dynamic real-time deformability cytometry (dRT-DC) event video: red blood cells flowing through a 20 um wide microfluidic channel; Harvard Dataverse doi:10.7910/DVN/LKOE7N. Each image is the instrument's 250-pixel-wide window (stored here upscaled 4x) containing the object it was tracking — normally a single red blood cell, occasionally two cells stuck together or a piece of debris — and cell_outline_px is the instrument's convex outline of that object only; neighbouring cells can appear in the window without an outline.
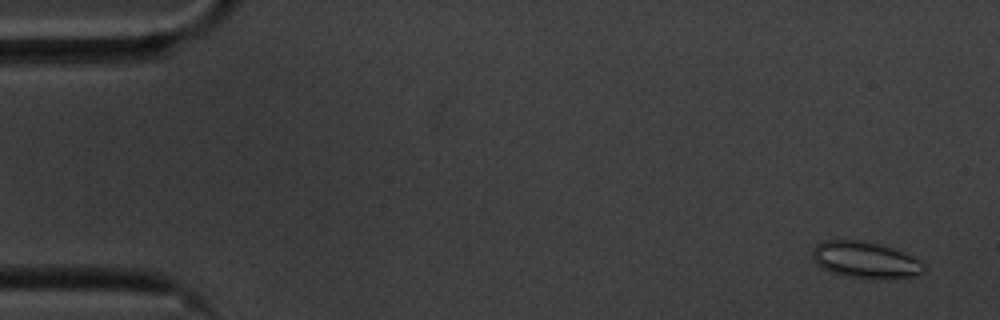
{"species": "common noctule bat (a hibernating species)", "species_latin": "Nyctalus noctula", "temperature_condition": "cold", "stored_images_in_passage": 17, "camera_frame_rate_fps": 3000, "um_per_image_px": 0.085, "animal": {"sex": "male", "body_mass_g": 20.1, "forearm_length_mm": 53.5}, "frame": {"image": 1, "passage_image": 3, "time_ms": 0.667, "image_size_px": [1000, 320], "cell_outline_px": [[928, 268], [924, 272], [916, 276], [884, 280], [872, 280], [844, 276], [832, 272], [816, 264], [812, 256], [812, 248], [816, 244], [824, 240], [864, 240], [896, 248], [920, 260]], "centroid_in_image_um": [73.61, 22.11], "position_along_channel_um": 11.4, "area_um2": 24.51}}